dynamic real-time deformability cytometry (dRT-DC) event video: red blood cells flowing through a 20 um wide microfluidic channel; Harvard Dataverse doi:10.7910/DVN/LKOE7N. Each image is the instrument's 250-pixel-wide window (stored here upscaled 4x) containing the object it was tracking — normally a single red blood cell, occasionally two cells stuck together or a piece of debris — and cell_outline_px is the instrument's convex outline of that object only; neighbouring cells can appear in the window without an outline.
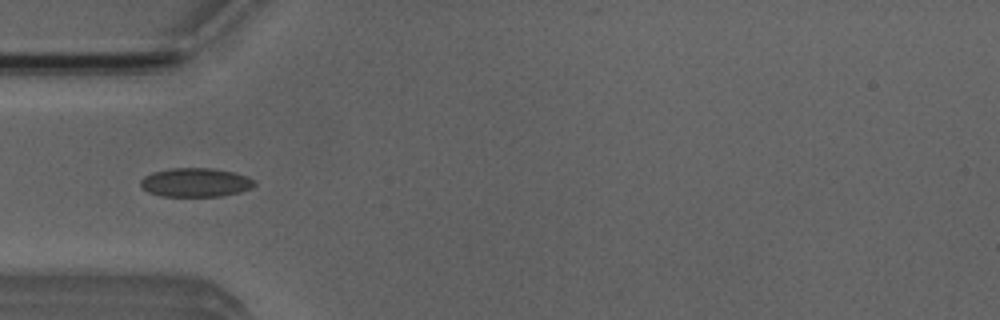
{"species": "Egyptian fruit bat (a non-hibernating species)", "species_latin": "Rousettus aegyptiacus", "temperature_condition": "room temperature", "stored_images_in_passage": 6, "camera_frame_rate_fps": 3000, "um_per_image_px": 0.085, "animal": {"sex": "male"}, "frame": {"image": 1, "passage_image": 4, "time_ms": 4.333, "image_size_px": [1000, 320], "cell_outline_px": [[256, 184], [252, 188], [240, 192], [220, 196], [160, 196], [148, 192], [140, 184], [140, 180], [144, 176], [152, 172], [168, 168], [212, 168], [236, 172], [248, 176], [256, 180]], "centroid_in_image_um": [16.65, 15.5], "position_along_channel_um": 68.3, "area_um2": 19.42}}